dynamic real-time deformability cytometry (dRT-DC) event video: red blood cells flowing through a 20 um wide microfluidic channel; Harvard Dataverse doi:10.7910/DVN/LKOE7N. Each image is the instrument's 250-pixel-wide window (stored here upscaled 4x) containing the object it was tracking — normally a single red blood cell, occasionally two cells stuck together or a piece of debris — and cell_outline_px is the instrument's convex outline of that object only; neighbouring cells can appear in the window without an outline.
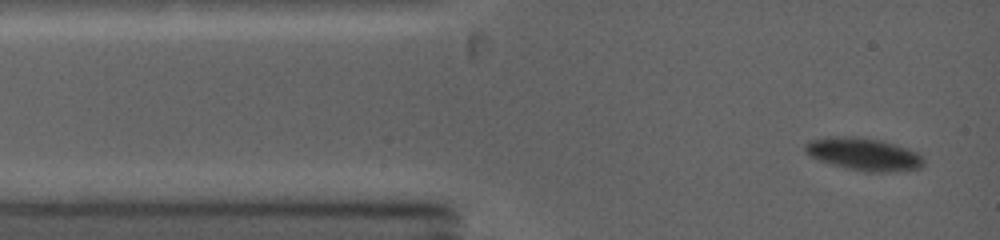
{"species": "common noctule bat (a hibernating species)", "species_latin": "Nyctalus noctula", "temperature_condition": "warm", "stored_images_in_passage": 35, "camera_frame_rate_fps": 5000, "um_per_image_px": 0.085, "animal": {"sex": "female", "body_mass_g": 19.0, "forearm_length_mm": 53.3}, "frame": {"image": 1, "passage_image": 1, "time_ms": 0.0, "image_size_px": [1000, 240], "cell_outline_px": [[924, 164], [920, 168], [896, 172], [868, 172], [848, 168], [832, 164], [820, 160], [804, 152], [804, 144], [808, 140], [828, 136], [852, 136], [880, 140], [908, 148], [924, 156]], "centroid_in_image_um": [73.42, 13.1], "position_along_channel_um": 11.6, "area_um2": 22.66}}
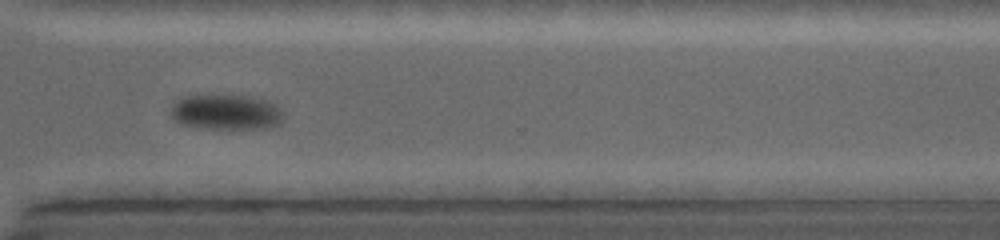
{"frame": {"image": 2, "passage_image": 24, "time_ms": 10.0, "image_size_px": [1000, 240], "cell_outline_px": [[284, 116], [280, 124], [268, 128], [204, 128], [184, 124], [176, 120], [172, 116], [172, 104], [184, 96], [252, 96], [268, 100], [280, 104]], "centroid_in_image_um": [19.33, 9.52], "position_along_channel_um": 351.3, "area_um2": 23.06}}
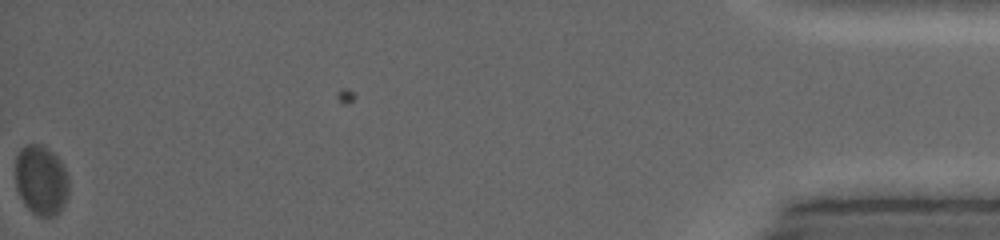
{"frame": {"image": 3, "passage_image": 35, "time_ms": 16.2, "image_size_px": [1000, 240], "cell_outline_px": [[68, 196], [64, 204], [56, 216], [40, 216], [32, 212], [24, 204], [16, 188], [16, 156], [20, 148], [24, 144], [40, 144], [48, 148], [60, 160], [68, 176]], "centroid_in_image_um": [3.49, 15.3], "position_along_channel_um": 431.7, "area_um2": 21.85}, "authors_computed_cell_mechanics": {"area_um2": 23.409, "velocity_mm_per_s": 3.8388, "shape_relaxation_time_tau1_ms": 1.5834, "shape_relaxation_time_tau2_ms": null, "deformation_change_tau1": 0.1028, "deformation_change_tau2": null}}